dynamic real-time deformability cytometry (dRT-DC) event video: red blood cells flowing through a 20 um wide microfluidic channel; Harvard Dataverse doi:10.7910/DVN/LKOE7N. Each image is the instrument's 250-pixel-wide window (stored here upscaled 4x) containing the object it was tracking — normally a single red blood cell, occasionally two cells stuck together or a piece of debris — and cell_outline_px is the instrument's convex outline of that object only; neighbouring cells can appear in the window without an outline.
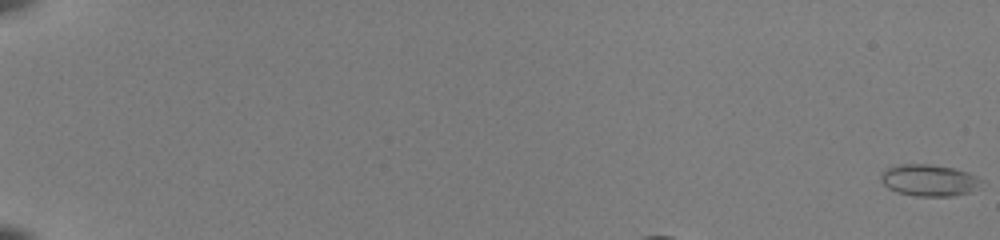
{"species": "common noctule bat (a hibernating species)", "species_latin": "Nyctalus noctula", "temperature_condition": "room temperature", "stored_images_in_passage": 46, "camera_frame_rate_fps": 3000, "um_per_image_px": 0.085, "animal": {"sex": "female", "body_mass_g": 22.0, "forearm_length_mm": 56.7}, "frame": {"image": 1, "passage_image": 1, "time_ms": 0.0, "image_size_px": [1000, 240], "cell_outline_px": [[984, 180], [968, 192], [952, 196], [916, 196], [896, 192], [888, 188], [880, 180], [880, 172], [884, 168], [900, 164], [932, 164], [952, 168], [968, 172]], "centroid_in_image_um": [78.89, 15.31], "position_along_channel_um": 6.1, "area_um2": 18.55}}
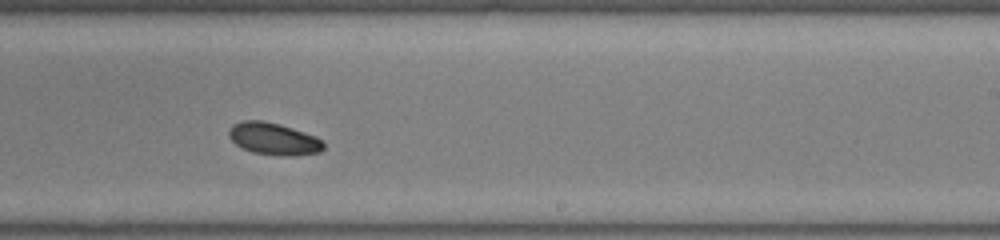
{"frame": {"image": 2, "passage_image": 28, "time_ms": 9.0, "image_size_px": [1000, 240], "cell_outline_px": [[324, 148], [320, 152], [292, 156], [284, 156], [252, 152], [236, 144], [228, 136], [228, 132], [232, 124], [240, 120], [260, 120], [280, 124], [316, 136], [324, 140]], "centroid_in_image_um": [23.27, 11.79], "position_along_channel_um": 265.7, "area_um2": 17.8}}
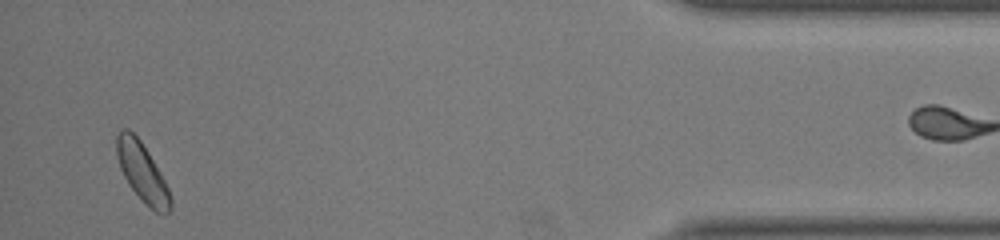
{"frame": {"image": 3, "passage_image": 44, "time_ms": 14.333, "image_size_px": [1000, 240], "cell_outline_px": [[172, 208], [168, 212], [156, 212], [128, 184], [120, 168], [116, 152], [116, 136], [120, 128], [128, 128], [140, 140], [148, 152], [160, 172], [168, 188], [172, 200]], "centroid_in_image_um": [12.07, 14.58], "position_along_channel_um": 423.1, "area_um2": 17.98}, "authors_computed_cell_mechanics": {"area_um2": 17.7157, "velocity_mm_per_s": 3.9517, "shape_relaxation_time_tau1_ms": 4.0746, "shape_relaxation_time_tau2_ms": null, "deformation_change_tau1": 0.1002, "deformation_change_tau2": null}}